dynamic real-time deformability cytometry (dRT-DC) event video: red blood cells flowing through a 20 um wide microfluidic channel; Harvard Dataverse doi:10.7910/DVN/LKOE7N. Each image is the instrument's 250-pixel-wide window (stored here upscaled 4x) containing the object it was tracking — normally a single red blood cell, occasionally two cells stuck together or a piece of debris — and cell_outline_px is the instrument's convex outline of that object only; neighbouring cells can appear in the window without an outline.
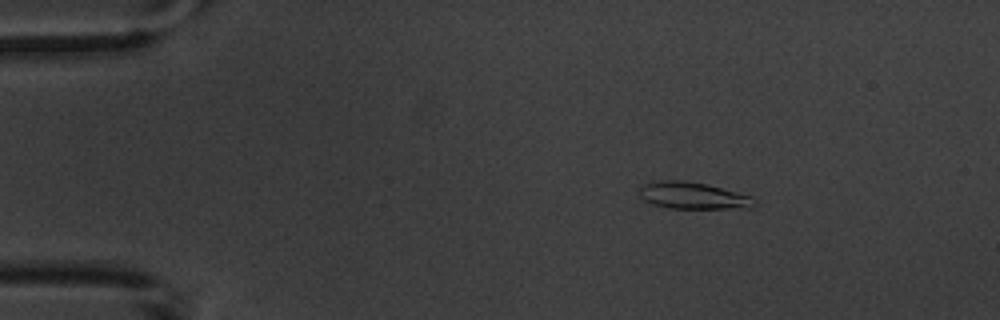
{"species": "common noctule bat (a hibernating species)", "species_latin": "Nyctalus noctula", "temperature_condition": "warm", "stored_images_in_passage": 3, "camera_frame_rate_fps": 3000, "um_per_image_px": 0.085, "animal": {"sex": "male", "body_mass_g": 20.1, "forearm_length_mm": 53.5}, "frame": {"image": 1, "passage_image": 1, "time_ms": 0.0, "image_size_px": [1000, 320], "cell_outline_px": [[756, 204], [748, 208], [668, 208], [652, 204], [644, 200], [640, 196], [640, 188], [644, 184], [664, 180], [684, 180], [704, 184], [752, 196], [756, 200]], "centroid_in_image_um": [58.9, 16.63], "position_along_channel_um": 26.1, "area_um2": 17.74}}